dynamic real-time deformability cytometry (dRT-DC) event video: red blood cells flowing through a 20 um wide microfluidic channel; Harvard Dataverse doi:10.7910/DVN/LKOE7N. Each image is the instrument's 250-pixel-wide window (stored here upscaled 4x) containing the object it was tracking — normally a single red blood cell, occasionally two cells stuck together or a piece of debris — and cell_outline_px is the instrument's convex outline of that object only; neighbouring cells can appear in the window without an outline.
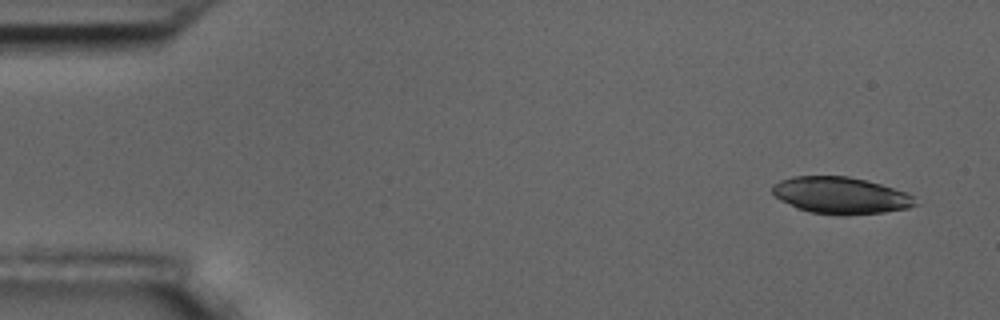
{"species": "common noctule bat (a hibernating species)", "species_latin": "Nyctalus noctula", "temperature_condition": "room temperature", "stored_images_in_passage": 5, "camera_frame_rate_fps": 3000, "um_per_image_px": 0.085, "animal": {"sex": "male", "body_mass_g": 17.5, "forearm_length_mm": 52.3}, "frame": {"image": 1, "passage_image": 1, "time_ms": 0.0, "image_size_px": [1000, 320], "cell_outline_px": [[920, 204], [908, 208], [884, 212], [848, 216], [836, 216], [808, 212], [796, 208], [780, 200], [772, 192], [772, 184], [780, 180], [792, 176], [848, 176], [880, 184], [904, 192], [912, 196]], "centroid_in_image_um": [71.43, 16.63], "position_along_channel_um": 13.6, "area_um2": 30.92}}